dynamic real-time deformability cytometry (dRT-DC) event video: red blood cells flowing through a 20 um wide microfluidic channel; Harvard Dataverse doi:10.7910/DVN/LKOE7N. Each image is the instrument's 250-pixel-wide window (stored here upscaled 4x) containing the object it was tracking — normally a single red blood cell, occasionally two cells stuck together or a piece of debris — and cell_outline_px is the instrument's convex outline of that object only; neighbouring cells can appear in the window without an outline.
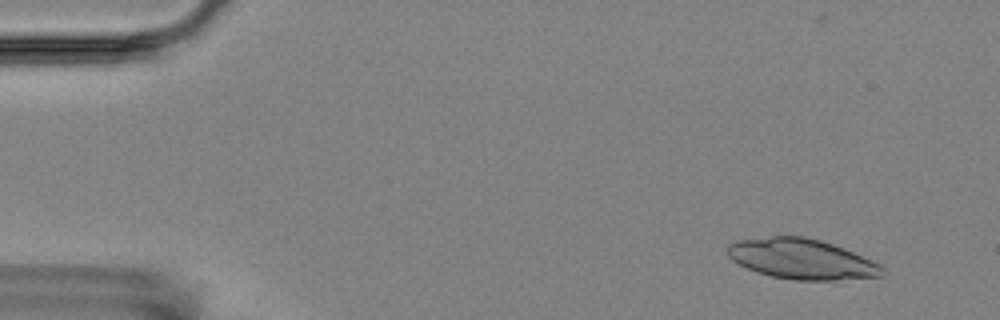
{"species": "Egyptian fruit bat (a non-hibernating species)", "species_latin": "Rousettus aegyptiacus", "temperature_condition": "room temperature", "stored_images_in_passage": 4, "camera_frame_rate_fps": 3000, "um_per_image_px": 0.085, "animal": {"sex": "female"}, "frame": {"image": 1, "passage_image": 1, "time_ms": 0.0, "image_size_px": [1000, 320], "cell_outline_px": [[884, 268], [880, 276], [836, 280], [796, 280], [772, 276], [756, 272], [732, 260], [728, 256], [728, 244], [736, 240], [772, 236], [804, 236], [820, 240], [832, 244], [852, 252], [880, 264]], "centroid_in_image_um": [68.1, 22.01], "position_along_channel_um": 16.9, "area_um2": 35.95}}